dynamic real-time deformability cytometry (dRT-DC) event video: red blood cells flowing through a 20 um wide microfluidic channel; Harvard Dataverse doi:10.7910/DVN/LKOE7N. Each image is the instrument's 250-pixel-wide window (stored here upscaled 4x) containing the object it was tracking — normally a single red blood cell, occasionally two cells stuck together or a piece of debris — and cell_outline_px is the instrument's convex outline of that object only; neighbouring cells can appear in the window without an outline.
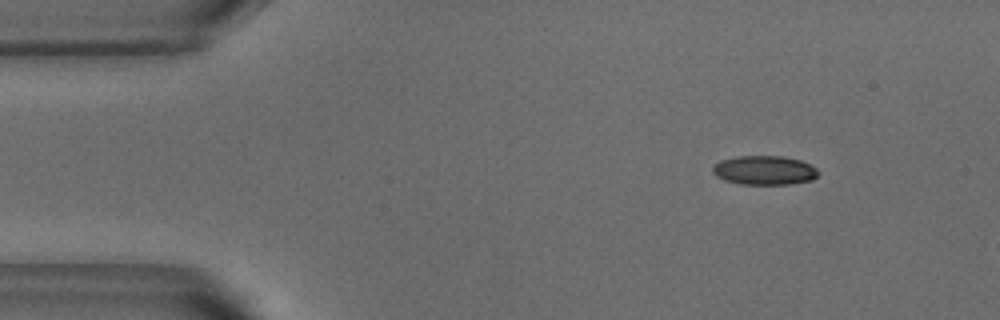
{"species": "common noctule bat (a hibernating species)", "species_latin": "Nyctalus noctula", "temperature_condition": "warm", "stored_images_in_passage": 7, "camera_frame_rate_fps": 3000, "um_per_image_px": 0.085, "animal": {"sex": "male", "body_mass_g": 18.8}, "frame": {"image": 1, "passage_image": 1, "time_ms": 0.0, "image_size_px": [1000, 320], "cell_outline_px": [[820, 172], [812, 180], [788, 184], [740, 184], [724, 180], [716, 176], [712, 172], [712, 168], [720, 160], [736, 156], [784, 156], [800, 160], [816, 168]], "centroid_in_image_um": [64.96, 14.47], "position_along_channel_um": 20.0, "area_um2": 17.92}}